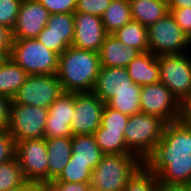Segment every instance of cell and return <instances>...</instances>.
I'll use <instances>...</instances> for the list:
<instances>
[{"label": "cell", "mask_w": 191, "mask_h": 191, "mask_svg": "<svg viewBox=\"0 0 191 191\" xmlns=\"http://www.w3.org/2000/svg\"><path fill=\"white\" fill-rule=\"evenodd\" d=\"M129 2L132 20L146 27L169 13L168 3L163 0H129Z\"/></svg>", "instance_id": "21"}, {"label": "cell", "mask_w": 191, "mask_h": 191, "mask_svg": "<svg viewBox=\"0 0 191 191\" xmlns=\"http://www.w3.org/2000/svg\"><path fill=\"white\" fill-rule=\"evenodd\" d=\"M147 34L149 51L156 56L187 53L185 50L191 46V39L170 12L148 26Z\"/></svg>", "instance_id": "6"}, {"label": "cell", "mask_w": 191, "mask_h": 191, "mask_svg": "<svg viewBox=\"0 0 191 191\" xmlns=\"http://www.w3.org/2000/svg\"><path fill=\"white\" fill-rule=\"evenodd\" d=\"M16 158V142L5 129L0 130V165Z\"/></svg>", "instance_id": "33"}, {"label": "cell", "mask_w": 191, "mask_h": 191, "mask_svg": "<svg viewBox=\"0 0 191 191\" xmlns=\"http://www.w3.org/2000/svg\"><path fill=\"white\" fill-rule=\"evenodd\" d=\"M50 13L37 0H22L13 39H35L49 20Z\"/></svg>", "instance_id": "14"}, {"label": "cell", "mask_w": 191, "mask_h": 191, "mask_svg": "<svg viewBox=\"0 0 191 191\" xmlns=\"http://www.w3.org/2000/svg\"><path fill=\"white\" fill-rule=\"evenodd\" d=\"M113 35L124 45L134 47L141 53L149 51L147 27L139 22L132 20L118 29Z\"/></svg>", "instance_id": "25"}, {"label": "cell", "mask_w": 191, "mask_h": 191, "mask_svg": "<svg viewBox=\"0 0 191 191\" xmlns=\"http://www.w3.org/2000/svg\"><path fill=\"white\" fill-rule=\"evenodd\" d=\"M13 43L12 30L0 25V49H11Z\"/></svg>", "instance_id": "40"}, {"label": "cell", "mask_w": 191, "mask_h": 191, "mask_svg": "<svg viewBox=\"0 0 191 191\" xmlns=\"http://www.w3.org/2000/svg\"><path fill=\"white\" fill-rule=\"evenodd\" d=\"M11 49H0V66L10 59Z\"/></svg>", "instance_id": "45"}, {"label": "cell", "mask_w": 191, "mask_h": 191, "mask_svg": "<svg viewBox=\"0 0 191 191\" xmlns=\"http://www.w3.org/2000/svg\"><path fill=\"white\" fill-rule=\"evenodd\" d=\"M12 99L0 94V130L7 129Z\"/></svg>", "instance_id": "38"}, {"label": "cell", "mask_w": 191, "mask_h": 191, "mask_svg": "<svg viewBox=\"0 0 191 191\" xmlns=\"http://www.w3.org/2000/svg\"><path fill=\"white\" fill-rule=\"evenodd\" d=\"M180 104L162 82L141 86V113L158 116L170 123L179 120Z\"/></svg>", "instance_id": "11"}, {"label": "cell", "mask_w": 191, "mask_h": 191, "mask_svg": "<svg viewBox=\"0 0 191 191\" xmlns=\"http://www.w3.org/2000/svg\"><path fill=\"white\" fill-rule=\"evenodd\" d=\"M59 55L35 39H13L10 59L28 75H56Z\"/></svg>", "instance_id": "5"}, {"label": "cell", "mask_w": 191, "mask_h": 191, "mask_svg": "<svg viewBox=\"0 0 191 191\" xmlns=\"http://www.w3.org/2000/svg\"><path fill=\"white\" fill-rule=\"evenodd\" d=\"M158 191H191V185L166 184L159 182Z\"/></svg>", "instance_id": "41"}, {"label": "cell", "mask_w": 191, "mask_h": 191, "mask_svg": "<svg viewBox=\"0 0 191 191\" xmlns=\"http://www.w3.org/2000/svg\"><path fill=\"white\" fill-rule=\"evenodd\" d=\"M107 34H114L118 29L132 21L129 0H112L101 17Z\"/></svg>", "instance_id": "24"}, {"label": "cell", "mask_w": 191, "mask_h": 191, "mask_svg": "<svg viewBox=\"0 0 191 191\" xmlns=\"http://www.w3.org/2000/svg\"><path fill=\"white\" fill-rule=\"evenodd\" d=\"M22 0H0V25L14 28Z\"/></svg>", "instance_id": "32"}, {"label": "cell", "mask_w": 191, "mask_h": 191, "mask_svg": "<svg viewBox=\"0 0 191 191\" xmlns=\"http://www.w3.org/2000/svg\"><path fill=\"white\" fill-rule=\"evenodd\" d=\"M179 120L189 127H191V96L185 98L180 104V118Z\"/></svg>", "instance_id": "39"}, {"label": "cell", "mask_w": 191, "mask_h": 191, "mask_svg": "<svg viewBox=\"0 0 191 191\" xmlns=\"http://www.w3.org/2000/svg\"><path fill=\"white\" fill-rule=\"evenodd\" d=\"M72 155L73 160L87 163L93 170L105 155L96 143L92 134L72 135Z\"/></svg>", "instance_id": "22"}, {"label": "cell", "mask_w": 191, "mask_h": 191, "mask_svg": "<svg viewBox=\"0 0 191 191\" xmlns=\"http://www.w3.org/2000/svg\"><path fill=\"white\" fill-rule=\"evenodd\" d=\"M16 158L26 181L48 182V153L45 138L17 142Z\"/></svg>", "instance_id": "10"}, {"label": "cell", "mask_w": 191, "mask_h": 191, "mask_svg": "<svg viewBox=\"0 0 191 191\" xmlns=\"http://www.w3.org/2000/svg\"><path fill=\"white\" fill-rule=\"evenodd\" d=\"M74 24L72 46L98 53L107 35L101 17L75 12Z\"/></svg>", "instance_id": "16"}, {"label": "cell", "mask_w": 191, "mask_h": 191, "mask_svg": "<svg viewBox=\"0 0 191 191\" xmlns=\"http://www.w3.org/2000/svg\"><path fill=\"white\" fill-rule=\"evenodd\" d=\"M93 135L100 150L105 155H133L127 148L124 132L106 131V129L100 125Z\"/></svg>", "instance_id": "26"}, {"label": "cell", "mask_w": 191, "mask_h": 191, "mask_svg": "<svg viewBox=\"0 0 191 191\" xmlns=\"http://www.w3.org/2000/svg\"><path fill=\"white\" fill-rule=\"evenodd\" d=\"M105 103L93 92L75 93V109L70 124L72 135L94 134L101 125Z\"/></svg>", "instance_id": "12"}, {"label": "cell", "mask_w": 191, "mask_h": 191, "mask_svg": "<svg viewBox=\"0 0 191 191\" xmlns=\"http://www.w3.org/2000/svg\"><path fill=\"white\" fill-rule=\"evenodd\" d=\"M191 8V0H171L168 9Z\"/></svg>", "instance_id": "42"}, {"label": "cell", "mask_w": 191, "mask_h": 191, "mask_svg": "<svg viewBox=\"0 0 191 191\" xmlns=\"http://www.w3.org/2000/svg\"><path fill=\"white\" fill-rule=\"evenodd\" d=\"M112 0H77L75 12L102 17Z\"/></svg>", "instance_id": "34"}, {"label": "cell", "mask_w": 191, "mask_h": 191, "mask_svg": "<svg viewBox=\"0 0 191 191\" xmlns=\"http://www.w3.org/2000/svg\"><path fill=\"white\" fill-rule=\"evenodd\" d=\"M62 93L57 75H28L12 100L17 104L48 109Z\"/></svg>", "instance_id": "9"}, {"label": "cell", "mask_w": 191, "mask_h": 191, "mask_svg": "<svg viewBox=\"0 0 191 191\" xmlns=\"http://www.w3.org/2000/svg\"><path fill=\"white\" fill-rule=\"evenodd\" d=\"M144 165L135 155H104L90 177L92 191H123L127 182Z\"/></svg>", "instance_id": "3"}, {"label": "cell", "mask_w": 191, "mask_h": 191, "mask_svg": "<svg viewBox=\"0 0 191 191\" xmlns=\"http://www.w3.org/2000/svg\"><path fill=\"white\" fill-rule=\"evenodd\" d=\"M52 14L75 13L77 0H37Z\"/></svg>", "instance_id": "35"}, {"label": "cell", "mask_w": 191, "mask_h": 191, "mask_svg": "<svg viewBox=\"0 0 191 191\" xmlns=\"http://www.w3.org/2000/svg\"><path fill=\"white\" fill-rule=\"evenodd\" d=\"M126 68L129 77L139 86L160 82V67L157 56L150 51L138 55Z\"/></svg>", "instance_id": "19"}, {"label": "cell", "mask_w": 191, "mask_h": 191, "mask_svg": "<svg viewBox=\"0 0 191 191\" xmlns=\"http://www.w3.org/2000/svg\"><path fill=\"white\" fill-rule=\"evenodd\" d=\"M48 153V181L57 179L72 154L71 137L45 139Z\"/></svg>", "instance_id": "20"}, {"label": "cell", "mask_w": 191, "mask_h": 191, "mask_svg": "<svg viewBox=\"0 0 191 191\" xmlns=\"http://www.w3.org/2000/svg\"><path fill=\"white\" fill-rule=\"evenodd\" d=\"M123 90H141V86L132 81L127 68L101 67L92 92L106 104Z\"/></svg>", "instance_id": "17"}, {"label": "cell", "mask_w": 191, "mask_h": 191, "mask_svg": "<svg viewBox=\"0 0 191 191\" xmlns=\"http://www.w3.org/2000/svg\"><path fill=\"white\" fill-rule=\"evenodd\" d=\"M100 68L97 52L69 46L59 55L56 75L64 92H92Z\"/></svg>", "instance_id": "2"}, {"label": "cell", "mask_w": 191, "mask_h": 191, "mask_svg": "<svg viewBox=\"0 0 191 191\" xmlns=\"http://www.w3.org/2000/svg\"><path fill=\"white\" fill-rule=\"evenodd\" d=\"M140 92L141 90H123L117 92L116 96H113L106 104L129 116L141 113Z\"/></svg>", "instance_id": "27"}, {"label": "cell", "mask_w": 191, "mask_h": 191, "mask_svg": "<svg viewBox=\"0 0 191 191\" xmlns=\"http://www.w3.org/2000/svg\"><path fill=\"white\" fill-rule=\"evenodd\" d=\"M38 191H58L49 181L38 183Z\"/></svg>", "instance_id": "44"}, {"label": "cell", "mask_w": 191, "mask_h": 191, "mask_svg": "<svg viewBox=\"0 0 191 191\" xmlns=\"http://www.w3.org/2000/svg\"><path fill=\"white\" fill-rule=\"evenodd\" d=\"M176 23L191 39V8L169 9Z\"/></svg>", "instance_id": "36"}, {"label": "cell", "mask_w": 191, "mask_h": 191, "mask_svg": "<svg viewBox=\"0 0 191 191\" xmlns=\"http://www.w3.org/2000/svg\"><path fill=\"white\" fill-rule=\"evenodd\" d=\"M129 117V115L121 113L105 104L101 116V126L106 131L124 132Z\"/></svg>", "instance_id": "31"}, {"label": "cell", "mask_w": 191, "mask_h": 191, "mask_svg": "<svg viewBox=\"0 0 191 191\" xmlns=\"http://www.w3.org/2000/svg\"><path fill=\"white\" fill-rule=\"evenodd\" d=\"M189 54V55H188ZM162 82L181 103L191 96L190 53L157 56Z\"/></svg>", "instance_id": "8"}, {"label": "cell", "mask_w": 191, "mask_h": 191, "mask_svg": "<svg viewBox=\"0 0 191 191\" xmlns=\"http://www.w3.org/2000/svg\"><path fill=\"white\" fill-rule=\"evenodd\" d=\"M144 165L161 183L191 185V127L180 120L167 123Z\"/></svg>", "instance_id": "1"}, {"label": "cell", "mask_w": 191, "mask_h": 191, "mask_svg": "<svg viewBox=\"0 0 191 191\" xmlns=\"http://www.w3.org/2000/svg\"><path fill=\"white\" fill-rule=\"evenodd\" d=\"M8 191H38V183L25 181L22 185Z\"/></svg>", "instance_id": "43"}, {"label": "cell", "mask_w": 191, "mask_h": 191, "mask_svg": "<svg viewBox=\"0 0 191 191\" xmlns=\"http://www.w3.org/2000/svg\"><path fill=\"white\" fill-rule=\"evenodd\" d=\"M74 31V13L52 14L36 40L61 55L69 46H72Z\"/></svg>", "instance_id": "13"}, {"label": "cell", "mask_w": 191, "mask_h": 191, "mask_svg": "<svg viewBox=\"0 0 191 191\" xmlns=\"http://www.w3.org/2000/svg\"><path fill=\"white\" fill-rule=\"evenodd\" d=\"M92 171L87 163L73 160V155L71 154L69 162L55 181L89 183Z\"/></svg>", "instance_id": "29"}, {"label": "cell", "mask_w": 191, "mask_h": 191, "mask_svg": "<svg viewBox=\"0 0 191 191\" xmlns=\"http://www.w3.org/2000/svg\"><path fill=\"white\" fill-rule=\"evenodd\" d=\"M17 158L0 165V191H8L25 182Z\"/></svg>", "instance_id": "28"}, {"label": "cell", "mask_w": 191, "mask_h": 191, "mask_svg": "<svg viewBox=\"0 0 191 191\" xmlns=\"http://www.w3.org/2000/svg\"><path fill=\"white\" fill-rule=\"evenodd\" d=\"M28 74L13 60L0 66V94L12 99L25 83Z\"/></svg>", "instance_id": "23"}, {"label": "cell", "mask_w": 191, "mask_h": 191, "mask_svg": "<svg viewBox=\"0 0 191 191\" xmlns=\"http://www.w3.org/2000/svg\"><path fill=\"white\" fill-rule=\"evenodd\" d=\"M98 54L101 67L126 68L141 52L124 45L113 34H107Z\"/></svg>", "instance_id": "18"}, {"label": "cell", "mask_w": 191, "mask_h": 191, "mask_svg": "<svg viewBox=\"0 0 191 191\" xmlns=\"http://www.w3.org/2000/svg\"><path fill=\"white\" fill-rule=\"evenodd\" d=\"M157 175L143 165L127 182L123 191H158Z\"/></svg>", "instance_id": "30"}, {"label": "cell", "mask_w": 191, "mask_h": 191, "mask_svg": "<svg viewBox=\"0 0 191 191\" xmlns=\"http://www.w3.org/2000/svg\"><path fill=\"white\" fill-rule=\"evenodd\" d=\"M166 124L165 120L151 114L130 116L124 130L128 150L144 162L162 138Z\"/></svg>", "instance_id": "4"}, {"label": "cell", "mask_w": 191, "mask_h": 191, "mask_svg": "<svg viewBox=\"0 0 191 191\" xmlns=\"http://www.w3.org/2000/svg\"><path fill=\"white\" fill-rule=\"evenodd\" d=\"M48 109L26 104H10L7 131L15 142L44 138Z\"/></svg>", "instance_id": "7"}, {"label": "cell", "mask_w": 191, "mask_h": 191, "mask_svg": "<svg viewBox=\"0 0 191 191\" xmlns=\"http://www.w3.org/2000/svg\"><path fill=\"white\" fill-rule=\"evenodd\" d=\"M58 191H92L89 183L49 181Z\"/></svg>", "instance_id": "37"}, {"label": "cell", "mask_w": 191, "mask_h": 191, "mask_svg": "<svg viewBox=\"0 0 191 191\" xmlns=\"http://www.w3.org/2000/svg\"><path fill=\"white\" fill-rule=\"evenodd\" d=\"M74 109L75 93H62L48 108L44 138L72 137L70 124Z\"/></svg>", "instance_id": "15"}]
</instances>
